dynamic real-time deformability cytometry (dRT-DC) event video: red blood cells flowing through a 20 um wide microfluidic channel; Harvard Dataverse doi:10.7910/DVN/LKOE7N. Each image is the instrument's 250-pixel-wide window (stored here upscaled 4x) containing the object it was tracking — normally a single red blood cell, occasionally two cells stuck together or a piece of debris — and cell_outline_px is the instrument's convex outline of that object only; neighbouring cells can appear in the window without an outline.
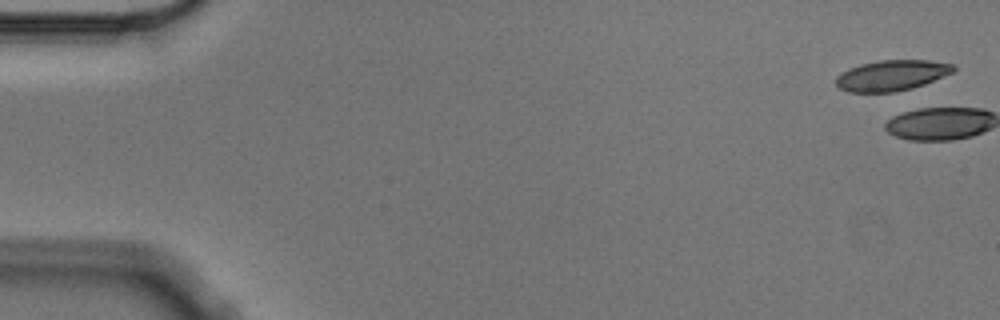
{"species": "Egyptian fruit bat (a non-hibernating species)", "species_latin": "Rousettus aegyptiacus", "temperature_condition": "cold", "stored_images_in_passage": 6, "camera_frame_rate_fps": 3000, "um_per_image_px": 0.085, "animal": {"sex": "male"}, "frame": {"image": 1, "passage_image": 1, "time_ms": 0.0, "image_size_px": [1000, 320], "cell_outline_px": [[956, 68], [952, 72], [924, 84], [912, 88], [896, 92], [848, 92], [840, 88], [836, 84], [836, 76], [848, 68], [860, 64], [880, 60], [928, 60], [956, 64]], "centroid_in_image_um": [75.79, 6.4], "position_along_channel_um": 9.2, "area_um2": 20.98}}
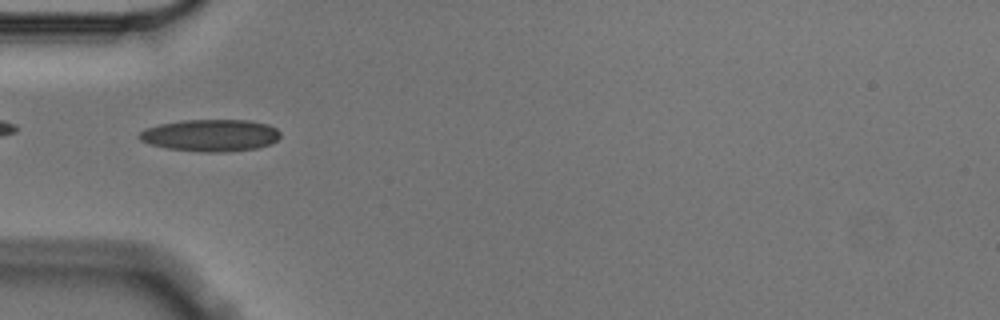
{"frame": {"image": 2, "passage_image": 6, "time_ms": 1.667, "image_size_px": [1000, 320], "cell_outline_px": [[280, 136], [276, 140], [268, 144], [256, 148], [224, 152], [200, 152], [164, 148], [148, 144], [140, 140], [136, 136], [144, 128], [160, 124], [180, 120], [248, 120], [268, 124], [276, 128], [280, 132]], "centroid_in_image_um": [17.84, 11.5], "position_along_channel_um": 67.2, "area_um2": 26.53}}